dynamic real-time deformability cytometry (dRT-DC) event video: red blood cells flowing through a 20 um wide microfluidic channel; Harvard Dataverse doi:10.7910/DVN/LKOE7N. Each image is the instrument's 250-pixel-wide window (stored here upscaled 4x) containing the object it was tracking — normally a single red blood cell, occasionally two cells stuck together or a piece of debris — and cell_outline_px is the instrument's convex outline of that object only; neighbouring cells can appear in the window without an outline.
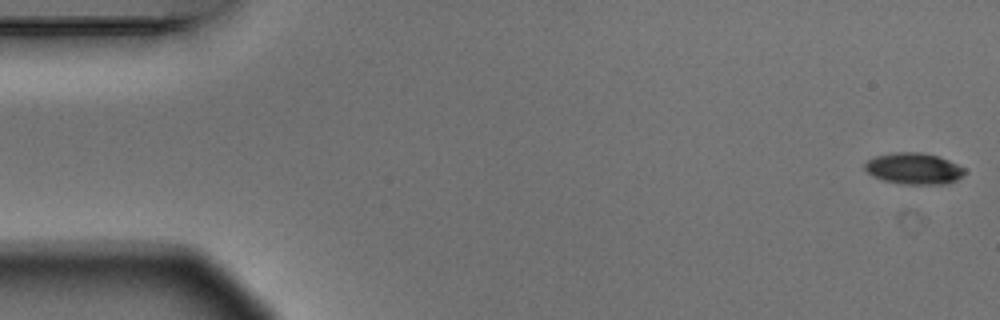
{"species": "Egyptian fruit bat (a non-hibernating species)", "species_latin": "Rousettus aegyptiacus", "temperature_condition": "warm", "stored_images_in_passage": 5, "camera_frame_rate_fps": 3000, "um_per_image_px": 0.085, "animal": {"sex": "male"}, "frame": {"image": 1, "passage_image": 1, "time_ms": 0.0, "image_size_px": [1000, 320], "cell_outline_px": [[968, 172], [956, 180], [948, 184], [904, 184], [884, 180], [872, 176], [864, 168], [864, 164], [868, 160], [876, 156], [896, 152], [920, 152], [936, 156], [948, 160], [964, 168]], "centroid_in_image_um": [77.69, 14.33], "position_along_channel_um": 7.3, "area_um2": 18.15}}
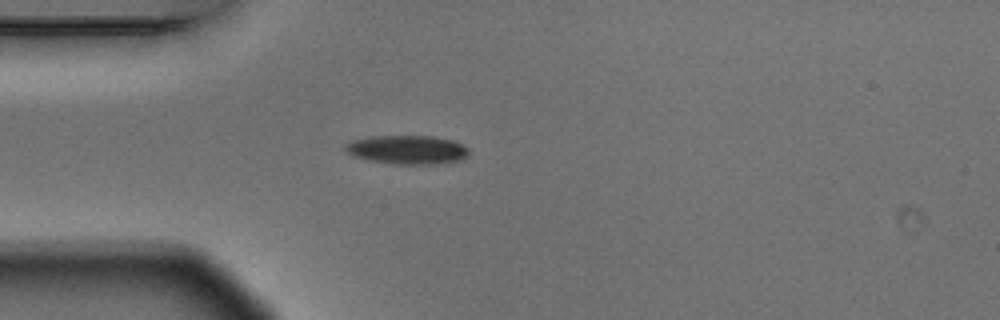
{"frame": {"image": 2, "passage_image": 5, "time_ms": 1.333, "image_size_px": [1000, 320], "cell_outline_px": [[468, 156], [464, 160], [436, 164], [392, 164], [368, 160], [352, 156], [344, 148], [344, 144], [352, 140], [368, 136], [432, 136], [452, 140], [468, 148]], "centroid_in_image_um": [34.6, 12.73], "position_along_channel_um": 50.4, "area_um2": 20.98}}